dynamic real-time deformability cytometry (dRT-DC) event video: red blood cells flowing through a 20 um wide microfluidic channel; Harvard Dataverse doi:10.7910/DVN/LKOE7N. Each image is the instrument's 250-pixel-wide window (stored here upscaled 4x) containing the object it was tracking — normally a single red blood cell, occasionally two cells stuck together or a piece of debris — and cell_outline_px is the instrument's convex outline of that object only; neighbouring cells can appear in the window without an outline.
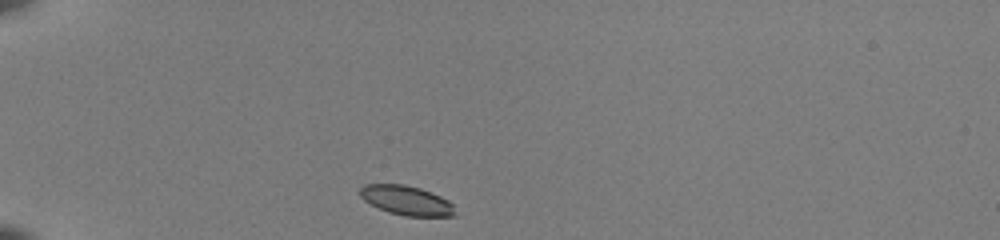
{"species": "common noctule bat (a hibernating species)", "species_latin": "Nyctalus noctula", "temperature_condition": "room temperature", "stored_images_in_passage": 37, "camera_frame_rate_fps": 3000, "um_per_image_px": 0.085, "animal": {"sex": "female", "body_mass_g": 22.0, "forearm_length_mm": 56.7}, "frame": {"image": 1, "passage_image": 1, "time_ms": 0.0, "image_size_px": [1000, 240], "cell_outline_px": [[456, 216], [404, 216], [388, 212], [364, 200], [360, 196], [360, 188], [364, 184], [404, 184], [420, 188], [440, 196], [448, 200], [452, 204]], "centroid_in_image_um": [34.55, 17.03], "position_along_channel_um": 50.5, "area_um2": 16.18}}
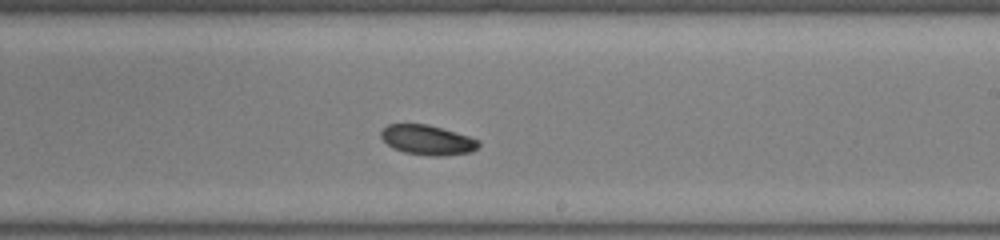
{"frame": {"image": 2, "passage_image": 19, "time_ms": 6.0, "image_size_px": [1000, 240], "cell_outline_px": [[480, 144], [472, 152], [444, 156], [432, 156], [404, 152], [392, 148], [380, 136], [380, 132], [388, 124], [428, 124], [468, 136], [480, 140]], "centroid_in_image_um": [36.34, 11.9], "position_along_channel_um": 252.7, "area_um2": 16.94}}
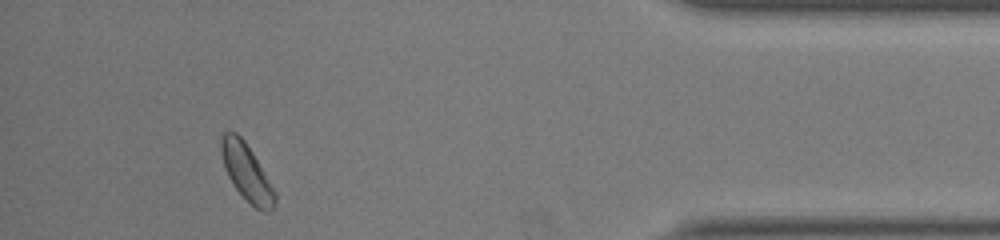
{"frame": {"image": 3, "passage_image": 34, "time_ms": 11.0, "image_size_px": [1000, 240], "cell_outline_px": [[276, 204], [272, 208], [264, 212], [256, 208], [236, 188], [228, 176], [224, 168], [220, 148], [220, 140], [224, 132], [236, 132], [244, 140], [252, 152], [276, 192]], "centroid_in_image_um": [20.95, 14.62], "position_along_channel_um": 414.2, "area_um2": 17.4}}